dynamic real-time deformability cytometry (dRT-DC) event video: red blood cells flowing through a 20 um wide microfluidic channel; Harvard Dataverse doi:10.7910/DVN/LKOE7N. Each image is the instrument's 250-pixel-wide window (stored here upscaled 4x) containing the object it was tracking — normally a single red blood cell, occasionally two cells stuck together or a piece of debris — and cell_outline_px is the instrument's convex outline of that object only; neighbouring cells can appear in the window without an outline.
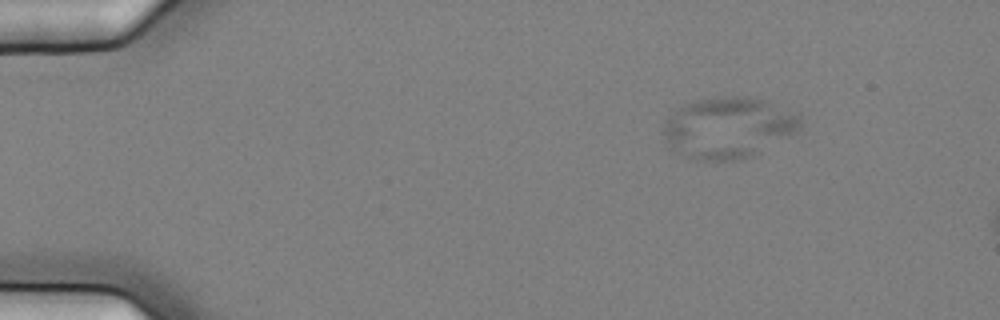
{"species": "common noctule bat (a hibernating species)", "species_latin": "Nyctalus noctula", "temperature_condition": "cold", "stored_images_in_passage": 5, "camera_frame_rate_fps": 3000, "um_per_image_px": 0.085, "animal": {"sex": "female", "body_mass_g": 25.1}, "frame": {"image": 1, "passage_image": 2, "time_ms": 0.333, "image_size_px": [1000, 320], "cell_outline_px": [[800, 128], [796, 132], [748, 156], [736, 160], [696, 160], [680, 152], [668, 140], [664, 132], [664, 124], [668, 116], [680, 104], [700, 100], [724, 96], [748, 96], [764, 100], [800, 112]], "centroid_in_image_um": [61.94, 10.8], "position_along_channel_um": 23.1, "area_um2": 47.97}}